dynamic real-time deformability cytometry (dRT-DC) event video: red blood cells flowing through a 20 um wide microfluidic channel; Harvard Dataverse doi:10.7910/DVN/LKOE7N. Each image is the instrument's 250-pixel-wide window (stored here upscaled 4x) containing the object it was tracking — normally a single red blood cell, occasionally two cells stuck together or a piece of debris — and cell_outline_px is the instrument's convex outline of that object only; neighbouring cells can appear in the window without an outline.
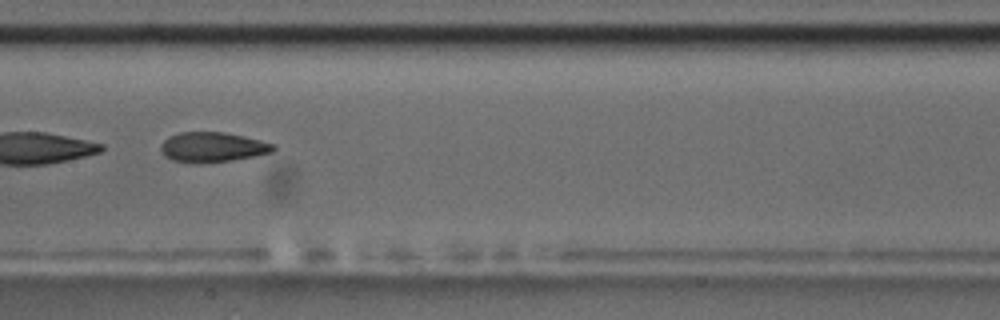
{"species": "common noctule bat (a hibernating species)", "species_latin": "Nyctalus noctula", "temperature_condition": "room temperature", "stored_images_in_passage": 10, "camera_frame_rate_fps": 3000, "um_per_image_px": 0.085, "animal": {"sex": "male", "body_mass_g": 17.5, "forearm_length_mm": 52.3}, "frame": {"image": 1, "passage_image": 9, "time_ms": 9.333, "image_size_px": [1000, 320], "cell_outline_px": [[276, 148], [272, 152], [256, 156], [232, 160], [200, 164], [172, 160], [164, 156], [160, 152], [160, 144], [168, 136], [180, 132], [224, 132], [244, 136], [276, 144]], "centroid_in_image_um": [18.05, 12.51], "position_along_channel_um": 189.4, "area_um2": 19.94}}